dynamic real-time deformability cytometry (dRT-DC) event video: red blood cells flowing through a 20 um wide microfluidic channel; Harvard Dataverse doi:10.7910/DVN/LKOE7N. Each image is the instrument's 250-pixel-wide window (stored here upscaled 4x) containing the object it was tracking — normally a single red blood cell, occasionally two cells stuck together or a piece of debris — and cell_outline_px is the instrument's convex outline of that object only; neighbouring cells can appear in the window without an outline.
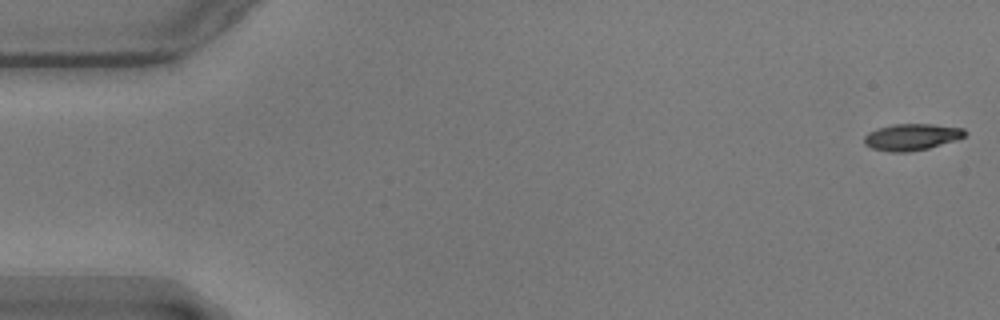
{"species": "common noctule bat (a hibernating species)", "species_latin": "Nyctalus noctula", "temperature_condition": "warm", "stored_images_in_passage": 54, "camera_frame_rate_fps": 3000, "um_per_image_px": 0.085, "animal": {"sex": "male", "body_mass_g": 17.9}, "frame": {"image": 1, "passage_image": 1, "time_ms": 0.0, "image_size_px": [1000, 320], "cell_outline_px": [[968, 132], [964, 136], [956, 140], [928, 148], [908, 152], [888, 152], [872, 148], [864, 144], [864, 136], [868, 132], [876, 128], [896, 124], [932, 124], [964, 128]], "centroid_in_image_um": [77.48, 11.64], "position_along_channel_um": 7.5, "area_um2": 15.66}}
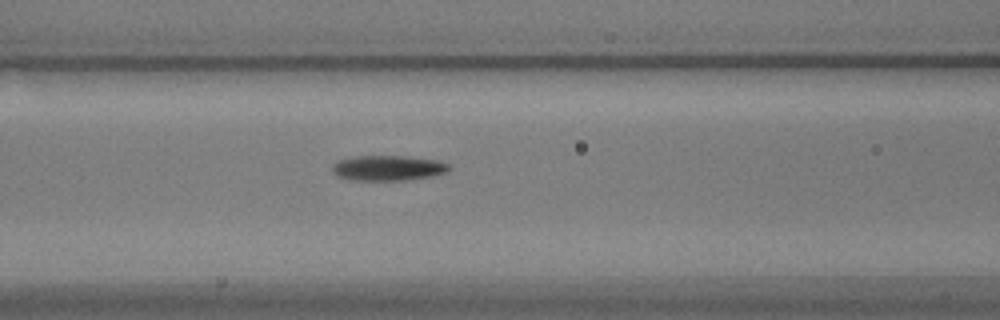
{"frame": {"image": 2, "passage_image": 23, "time_ms": 7.333, "image_size_px": [1000, 320], "cell_outline_px": [[452, 168], [448, 172], [432, 176], [404, 180], [352, 180], [336, 176], [332, 172], [332, 164], [340, 160], [352, 156], [408, 156], [436, 160], [448, 164]], "centroid_in_image_um": [32.97, 14.28], "position_along_channel_um": 133.6, "area_um2": 17.28}}
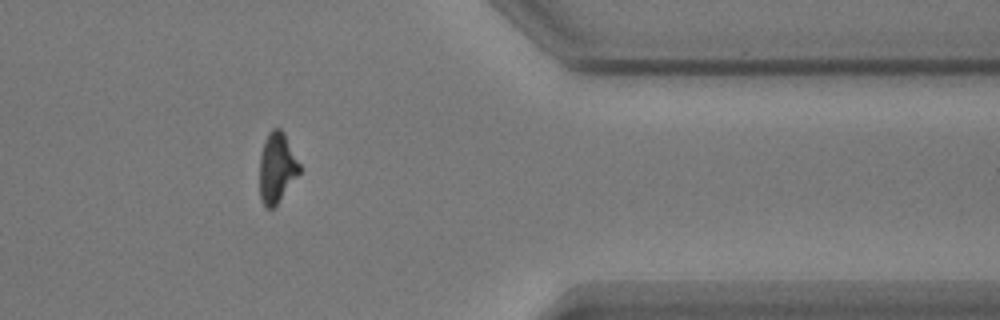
{"frame": {"image": 3, "passage_image": 46, "time_ms": 15.0, "image_size_px": [1000, 320], "cell_outline_px": [[300, 172], [276, 204], [272, 208], [264, 208], [260, 200], [260, 156], [264, 140], [268, 132], [272, 128], [280, 128], [284, 132], [300, 164]], "centroid_in_image_um": [23.51, 14.23], "position_along_channel_um": 387.9, "area_um2": 16.24}, "authors_computed_cell_mechanics": {"area_um2": 16.6753, "velocity_mm_per_s": 3.568, "shape_relaxation_time_tau1_ms": 6.3299, "shape_relaxation_time_tau2_ms": 4.8249, "deformation_change_tau1": 0.1987, "deformation_change_tau2": 0.1436}}